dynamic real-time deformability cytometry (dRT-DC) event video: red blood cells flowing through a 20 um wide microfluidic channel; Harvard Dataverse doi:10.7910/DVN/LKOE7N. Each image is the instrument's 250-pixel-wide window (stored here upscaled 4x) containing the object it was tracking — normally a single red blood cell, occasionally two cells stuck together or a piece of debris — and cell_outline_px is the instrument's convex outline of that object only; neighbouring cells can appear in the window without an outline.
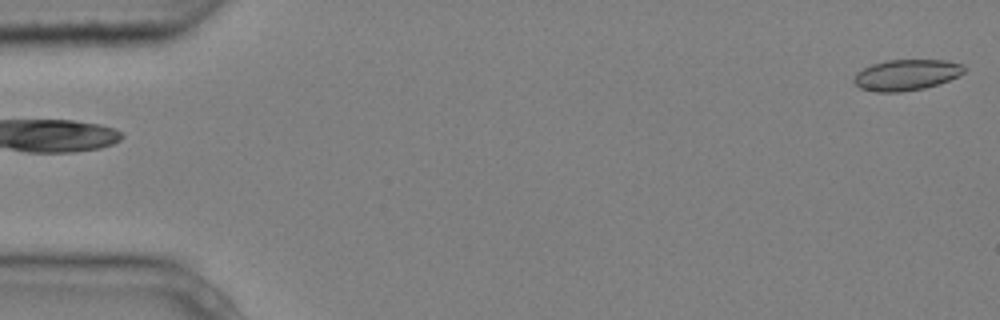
{"species": "common noctule bat (a hibernating species)", "species_latin": "Nyctalus noctula", "temperature_condition": "cold", "stored_images_in_passage": 2, "segment_of_instrument_passage": [2, 2], "camera_frame_rate_fps": 3000, "um_per_image_px": 0.085, "animal": {"sex": "male", "body_mass_g": 20.4}, "frame": {"image": 1, "passage_image": 2, "time_ms": 0.333, "image_size_px": [1000, 320], "cell_outline_px": [[964, 72], [948, 80], [924, 88], [900, 92], [876, 92], [860, 88], [852, 80], [856, 72], [872, 64], [888, 60], [944, 60], [964, 64]], "centroid_in_image_um": [77.01, 6.36], "position_along_channel_um": 8.0, "area_um2": 19.71}}